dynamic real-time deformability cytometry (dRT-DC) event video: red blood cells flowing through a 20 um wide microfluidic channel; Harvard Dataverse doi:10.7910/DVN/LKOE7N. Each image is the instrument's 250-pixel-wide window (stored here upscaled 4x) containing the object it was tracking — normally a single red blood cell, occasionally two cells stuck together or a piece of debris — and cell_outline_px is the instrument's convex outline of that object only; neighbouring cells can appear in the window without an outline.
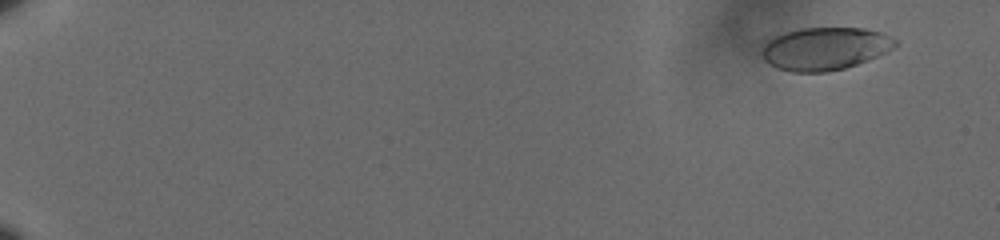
{"species": "human", "species_latin": "Homo sapiens", "temperature_condition": "cold", "stored_images_in_passage": 34, "camera_frame_rate_fps": 3000, "um_per_image_px": 0.085, "donor": {"sex": "male"}, "frame": {"image": 1, "passage_image": 1, "time_ms": 0.0, "image_size_px": [1000, 240], "cell_outline_px": [[900, 44], [888, 52], [868, 60], [844, 68], [828, 72], [792, 72], [776, 68], [764, 60], [764, 44], [768, 40], [784, 32], [800, 28], [868, 28], [884, 32], [896, 40]], "centroid_in_image_um": [70.19, 4.13], "position_along_channel_um": 14.8, "area_um2": 33.41}}
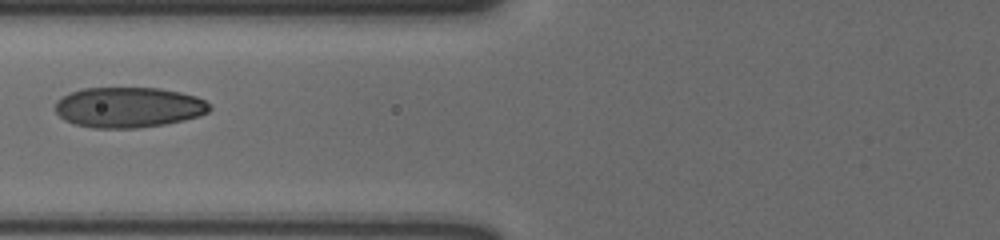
{"frame": {"image": 2, "passage_image": 15, "time_ms": 4.667, "image_size_px": [1000, 240], "cell_outline_px": [[212, 108], [208, 112], [200, 116], [184, 120], [164, 124], [136, 128], [96, 128], [76, 124], [64, 120], [56, 112], [56, 100], [72, 92], [84, 88], [160, 88], [180, 92], [196, 96], [204, 100]], "centroid_in_image_um": [10.95, 9.12], "position_along_channel_um": 114.9, "area_um2": 36.24}}
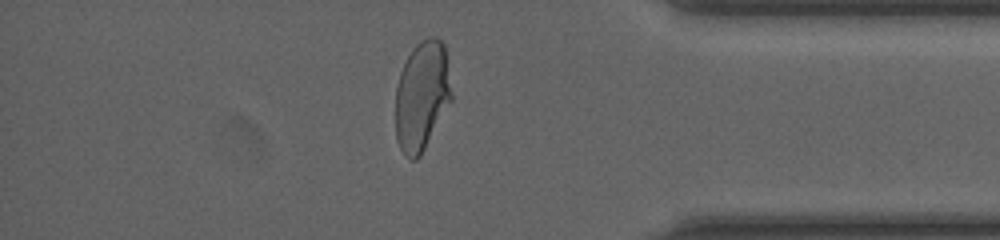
{"frame": {"image": 3, "passage_image": 29, "time_ms": 9.333, "image_size_px": [1000, 240], "cell_outline_px": [[452, 100], [420, 156], [416, 160], [408, 160], [404, 156], [396, 140], [396, 84], [400, 72], [412, 48], [420, 40], [428, 36], [436, 36], [444, 44], [452, 96]], "centroid_in_image_um": [35.84, 8.15], "position_along_channel_um": 399.4, "area_um2": 35.89}}